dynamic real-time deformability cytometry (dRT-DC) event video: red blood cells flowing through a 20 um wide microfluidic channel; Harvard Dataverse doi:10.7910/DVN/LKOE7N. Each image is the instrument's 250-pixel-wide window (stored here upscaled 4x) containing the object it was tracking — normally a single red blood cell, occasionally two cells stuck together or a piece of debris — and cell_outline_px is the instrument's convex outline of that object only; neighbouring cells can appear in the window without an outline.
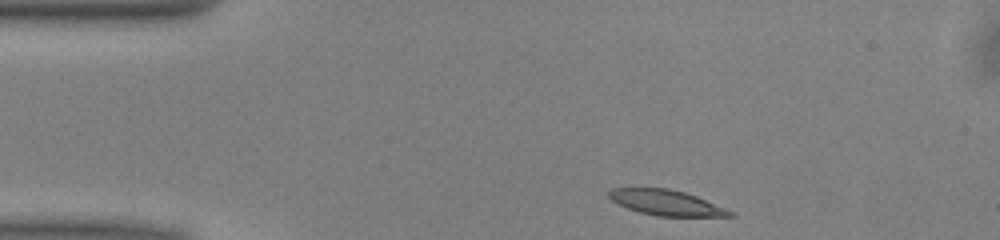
{"species": "common noctule bat (a hibernating species)", "species_latin": "Nyctalus noctula", "temperature_condition": "warm", "stored_images_in_passage": 43, "camera_frame_rate_fps": 3000, "um_per_image_px": 0.085, "animal": {"sex": "male", "body_mass_g": 13.0, "forearm_length_mm": 53.1}, "frame": {"image": 1, "passage_image": 1, "time_ms": 0.0, "image_size_px": [1000, 240], "cell_outline_px": [[736, 216], [656, 216], [640, 212], [616, 204], [608, 196], [608, 192], [612, 188], [668, 188], [684, 192], [696, 196], [736, 212]], "centroid_in_image_um": [56.64, 17.23], "position_along_channel_um": 28.4, "area_um2": 17.92}}
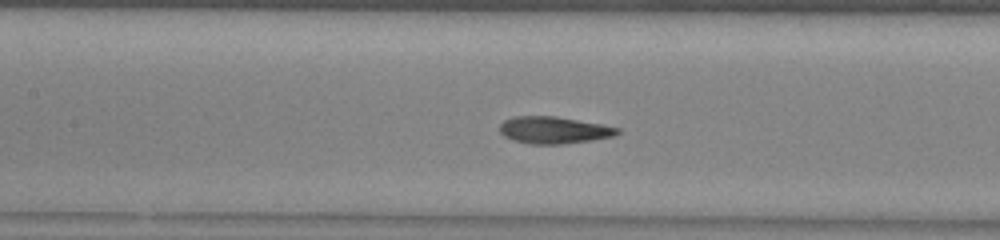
{"frame": {"image": 2, "passage_image": 15, "time_ms": 4.667, "image_size_px": [1000, 240], "cell_outline_px": [[620, 132], [612, 136], [592, 140], [564, 144], [532, 144], [512, 140], [504, 136], [500, 132], [500, 124], [504, 120], [516, 116], [556, 116], [600, 124], [620, 128]], "centroid_in_image_um": [47.05, 11.06], "position_along_channel_um": 160.3, "area_um2": 18.44}}
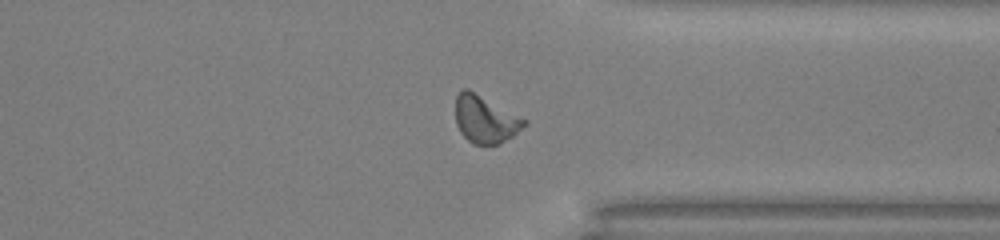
{"frame": {"image": 3, "passage_image": 31, "time_ms": 10.0, "image_size_px": [1000, 240], "cell_outline_px": [[528, 124], [512, 136], [500, 144], [472, 144], [460, 132], [456, 124], [456, 96], [464, 88], [468, 88], [528, 120]], "centroid_in_image_um": [41.26, 10.14], "position_along_channel_um": 370.1, "area_um2": 19.02}, "authors_computed_cell_mechanics": {"area_um2": 18.5538, "velocity_mm_per_s": 3.9951, "shape_relaxation_time_tau1_ms": 3.7145, "shape_relaxation_time_tau2_ms": 1.948, "deformation_change_tau1": 0.1736, "deformation_change_tau2": 0.0624}}